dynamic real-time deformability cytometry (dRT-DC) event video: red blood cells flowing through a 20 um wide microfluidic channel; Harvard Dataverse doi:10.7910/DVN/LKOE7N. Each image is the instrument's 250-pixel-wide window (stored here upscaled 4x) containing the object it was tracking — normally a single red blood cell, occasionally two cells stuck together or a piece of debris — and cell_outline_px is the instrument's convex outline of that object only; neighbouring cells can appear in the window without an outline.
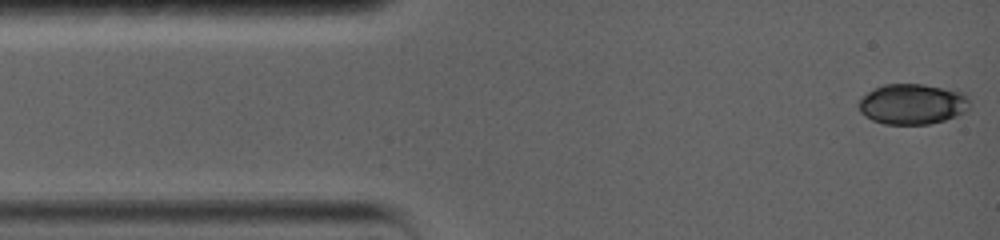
{"species": "common noctule bat (a hibernating species)", "species_latin": "Nyctalus noctula", "temperature_condition": "warm", "stored_images_in_passage": 85, "camera_frame_rate_fps": 5000, "um_per_image_px": 0.085, "animal": {"sex": "female", "body_mass_g": 19.0, "forearm_length_mm": 56.7}, "frame": {"image": 1, "passage_image": 1, "time_ms": 0.0, "image_size_px": [1000, 240], "cell_outline_px": [[968, 108], [964, 112], [956, 116], [944, 120], [928, 124], [884, 124], [872, 120], [864, 116], [860, 112], [860, 100], [872, 88], [884, 84], [924, 84], [964, 92], [968, 96]], "centroid_in_image_um": [77.55, 8.84], "position_along_channel_um": 7.4, "area_um2": 26.18}}
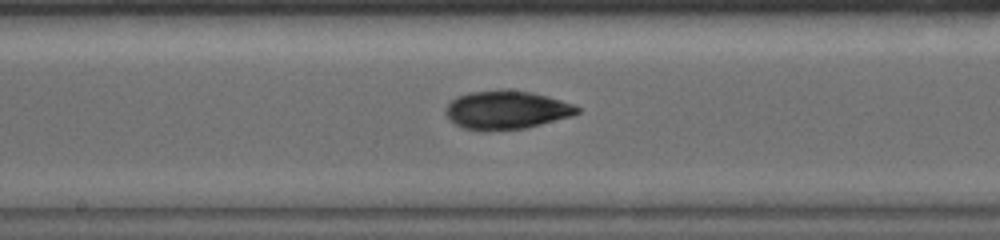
{"frame": {"image": 2, "passage_image": 37, "time_ms": 7.2, "image_size_px": [1000, 240], "cell_outline_px": [[580, 112], [572, 116], [524, 128], [488, 132], [480, 132], [464, 128], [448, 120], [444, 112], [448, 104], [456, 96], [468, 92], [500, 88], [512, 88], [532, 92], [548, 96], [576, 104], [580, 108]], "centroid_in_image_um": [43.03, 9.33], "position_along_channel_um": 205.2, "area_um2": 30.4}}
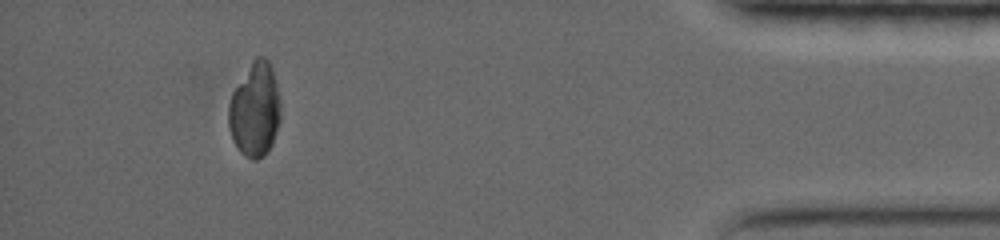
{"frame": {"image": 3, "passage_image": 73, "time_ms": 14.4, "image_size_px": [1000, 240], "cell_outline_px": [[280, 120], [272, 144], [268, 152], [264, 156], [256, 160], [252, 160], [244, 156], [236, 148], [232, 140], [228, 124], [228, 104], [232, 92], [252, 60], [256, 56], [264, 56], [268, 60], [272, 68], [280, 100]], "centroid_in_image_um": [21.65, 9.36], "position_along_channel_um": 413.5, "area_um2": 28.9}, "authors_computed_cell_mechanics": {"area_um2": 28.9, "velocity_mm_per_s": 3.7619, "shape_relaxation_time_tau1_ms": 3.2493, "shape_relaxation_time_tau2_ms": 2.0436, "deformation_change_tau1": 0.0813, "deformation_change_tau2": 0.0408}}